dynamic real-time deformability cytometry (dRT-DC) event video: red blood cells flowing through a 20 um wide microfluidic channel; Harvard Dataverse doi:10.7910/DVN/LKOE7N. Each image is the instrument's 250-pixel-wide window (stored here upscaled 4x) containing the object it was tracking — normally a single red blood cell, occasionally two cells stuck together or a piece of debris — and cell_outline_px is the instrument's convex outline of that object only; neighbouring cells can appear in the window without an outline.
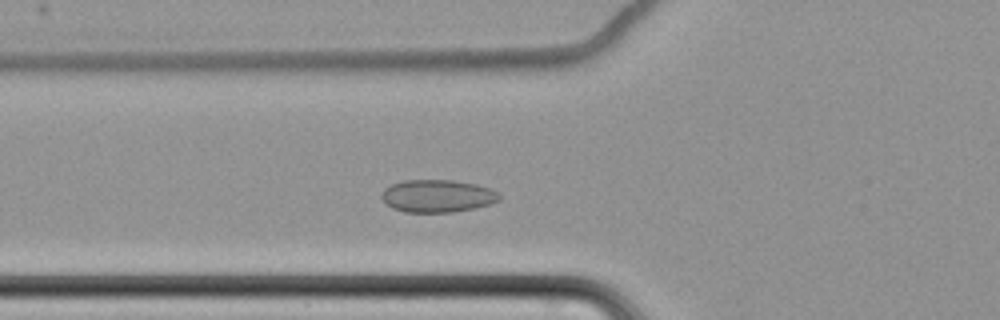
{"species": "common noctule bat (a hibernating species)", "species_latin": "Nyctalus noctula", "temperature_condition": "cold", "stored_images_in_passage": 56, "camera_frame_rate_fps": 3000, "um_per_image_px": 0.085, "animal": {"sex": "female", "body_mass_g": 22.7, "forearm_length_mm": 54.2}, "frame": {"image": 1, "passage_image": 17, "time_ms": 5.333, "image_size_px": [1000, 320], "cell_outline_px": [[500, 200], [476, 208], [452, 212], [404, 212], [392, 208], [380, 196], [384, 188], [392, 184], [404, 180], [452, 180], [476, 184], [488, 188], [496, 192], [500, 196]], "centroid_in_image_um": [37.16, 16.66], "position_along_channel_um": 88.6, "area_um2": 22.25}}
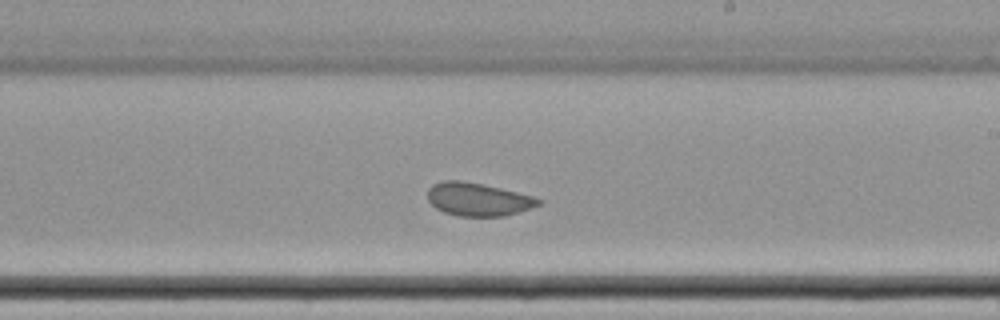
{"frame": {"image": 2, "passage_image": 31, "time_ms": 10.0, "image_size_px": [1000, 320], "cell_outline_px": [[544, 200], [540, 204], [532, 208], [504, 216], [460, 216], [444, 212], [436, 208], [428, 200], [428, 188], [432, 184], [444, 180], [464, 180], [484, 184], [532, 196]], "centroid_in_image_um": [40.63, 16.93], "position_along_channel_um": 248.4, "area_um2": 21.44}}
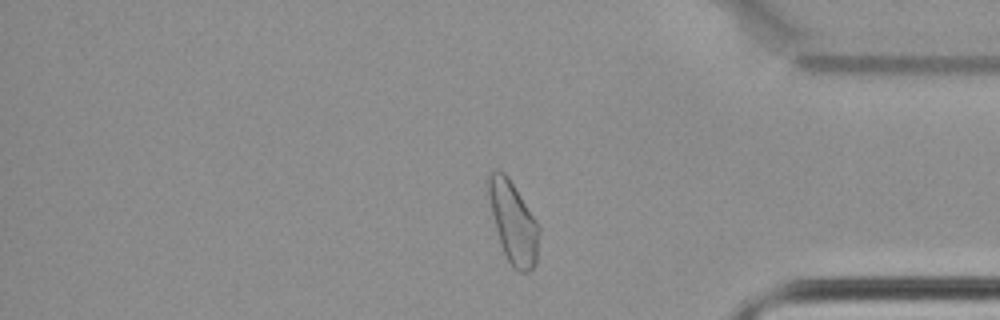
{"frame": {"image": 3, "passage_image": 45, "time_ms": 14.667, "image_size_px": [1000, 320], "cell_outline_px": [[540, 232], [536, 264], [528, 272], [520, 272], [512, 268], [504, 252], [496, 228], [488, 196], [488, 172], [500, 168], [508, 176], [540, 224]], "centroid_in_image_um": [43.65, 18.88], "position_along_channel_um": 391.5, "area_um2": 24.22}, "authors_computed_cell_mechanics": {"area_um2": 22.7154, "velocity_mm_per_s": 3.4335, "shape_relaxation_time_tau1_ms": null, "shape_relaxation_time_tau2_ms": 1.4049, "deformation_change_tau1": null, "deformation_change_tau2": 0.0485}}